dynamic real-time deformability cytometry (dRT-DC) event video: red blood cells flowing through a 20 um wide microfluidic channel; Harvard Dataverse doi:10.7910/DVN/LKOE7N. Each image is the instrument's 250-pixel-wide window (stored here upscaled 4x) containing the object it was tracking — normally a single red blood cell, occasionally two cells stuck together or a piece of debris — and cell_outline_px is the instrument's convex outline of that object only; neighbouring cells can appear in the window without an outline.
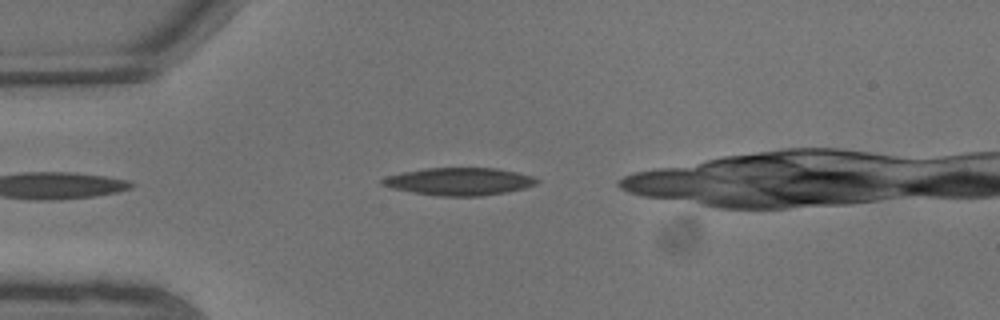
{"species": "common noctule bat (a hibernating species)", "species_latin": "Nyctalus noctula", "temperature_condition": "warm", "stored_images_in_passage": 4, "segment_of_instrument_passage": [1, 2], "camera_frame_rate_fps": 3000, "um_per_image_px": 0.085, "animal": {"sex": "male", "body_mass_g": 13.3}, "frame": {"image": 1, "passage_image": 1, "time_ms": 0.0, "image_size_px": [1000, 320], "cell_outline_px": [[540, 180], [536, 184], [524, 188], [504, 192], [480, 196], [440, 196], [412, 192], [392, 188], [380, 184], [380, 180], [388, 176], [400, 172], [424, 168], [496, 168], [516, 172], [532, 176]], "centroid_in_image_um": [39.0, 15.42], "position_along_channel_um": 46.0, "area_um2": 24.74}}
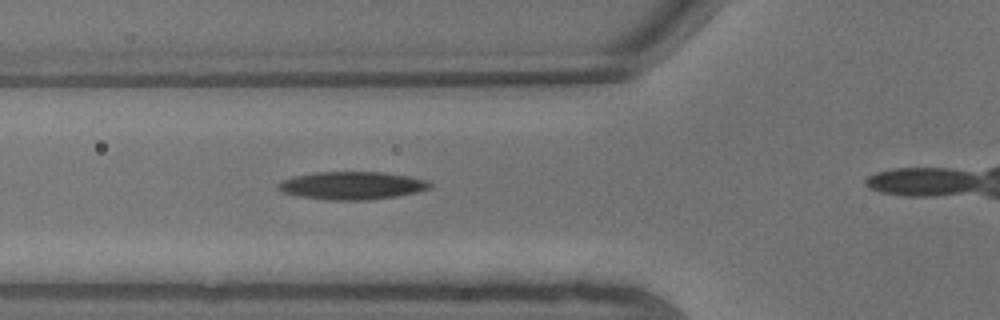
{"frame": {"image": 2, "passage_image": 3, "time_ms": 0.667, "image_size_px": [1000, 320], "cell_outline_px": [[432, 188], [416, 192], [396, 196], [368, 200], [328, 200], [296, 196], [284, 192], [276, 188], [276, 184], [280, 180], [292, 176], [312, 172], [384, 172], [408, 176], [428, 180], [432, 184]], "centroid_in_image_um": [29.88, 15.76], "position_along_channel_um": 95.9, "area_um2": 24.97}}